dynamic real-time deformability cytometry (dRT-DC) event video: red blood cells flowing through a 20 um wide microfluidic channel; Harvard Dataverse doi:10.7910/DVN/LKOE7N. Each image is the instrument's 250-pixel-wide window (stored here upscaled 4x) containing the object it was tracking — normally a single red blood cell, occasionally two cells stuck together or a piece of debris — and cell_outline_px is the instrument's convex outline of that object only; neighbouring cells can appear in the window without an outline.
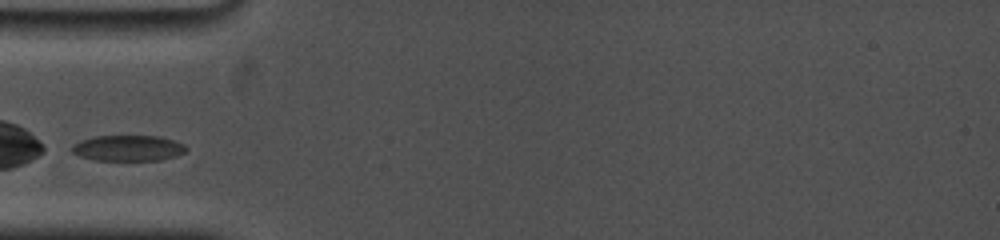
{"species": "common noctule bat (a hibernating species)", "species_latin": "Nyctalus noctula", "temperature_condition": "cold", "stored_images_in_passage": 8, "camera_frame_rate_fps": 5000, "um_per_image_px": 0.085, "animal": {"sex": "female", "body_mass_g": 19.0, "forearm_length_mm": 53.3}, "frame": {"image": 1, "passage_image": 1, "time_ms": 0.0, "image_size_px": [1000, 240], "cell_outline_px": [[188, 148], [184, 152], [176, 156], [160, 160], [96, 160], [80, 156], [72, 152], [72, 144], [80, 140], [96, 136], [160, 136], [184, 144]], "centroid_in_image_um": [10.89, 12.58], "position_along_channel_um": 74.1, "area_um2": 17.11}}
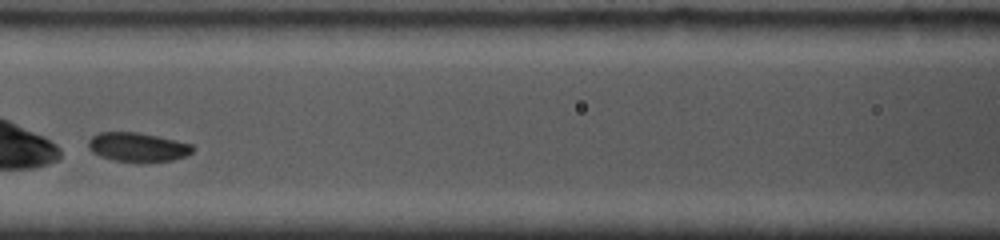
{"frame": {"image": 2, "passage_image": 4, "time_ms": 2.2, "image_size_px": [1000, 240], "cell_outline_px": [[196, 148], [192, 152], [184, 156], [172, 160], [144, 164], [136, 164], [116, 160], [100, 156], [92, 152], [88, 148], [88, 140], [96, 132], [136, 132], [176, 140], [192, 144]], "centroid_in_image_um": [11.7, 12.53], "position_along_channel_um": 154.9, "area_um2": 18.15}}
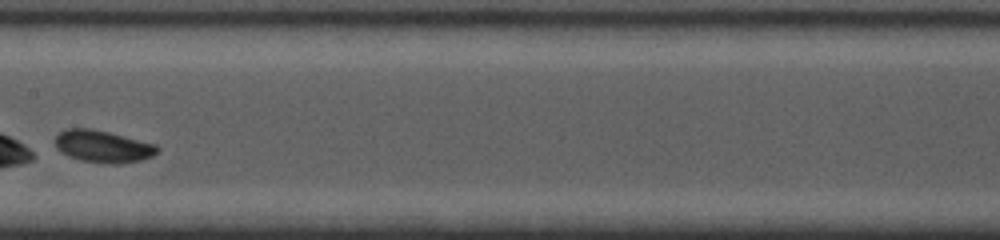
{"frame": {"image": 3, "passage_image": 6, "time_ms": 3.4, "image_size_px": [1000, 240], "cell_outline_px": [[160, 148], [152, 156], [140, 160], [120, 164], [112, 164], [80, 160], [68, 156], [60, 152], [56, 148], [56, 136], [64, 128], [92, 128], [156, 144]], "centroid_in_image_um": [8.72, 12.44], "position_along_channel_um": 198.7, "area_um2": 19.13}}